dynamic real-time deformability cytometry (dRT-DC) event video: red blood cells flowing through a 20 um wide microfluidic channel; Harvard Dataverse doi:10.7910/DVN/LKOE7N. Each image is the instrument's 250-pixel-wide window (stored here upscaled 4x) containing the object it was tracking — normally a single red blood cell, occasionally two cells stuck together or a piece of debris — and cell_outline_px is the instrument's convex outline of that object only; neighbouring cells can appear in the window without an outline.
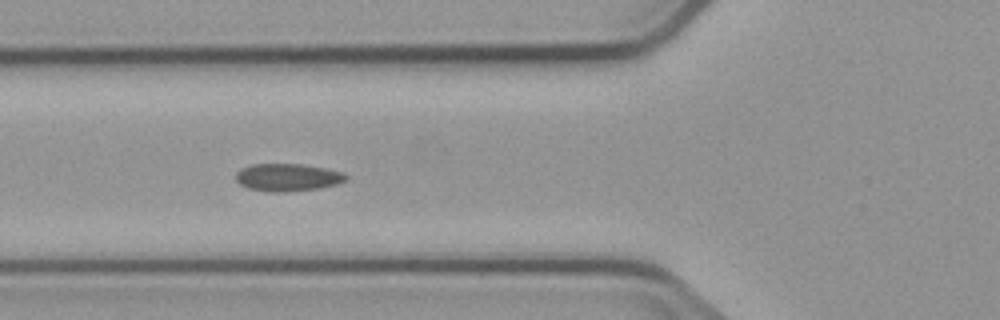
{"species": "common noctule bat (a hibernating species)", "species_latin": "Nyctalus noctula", "temperature_condition": "cold", "stored_images_in_passage": 10, "camera_frame_rate_fps": 3000, "um_per_image_px": 0.085, "animal": {"sex": "male", "body_mass_g": 23.1, "forearm_length_mm": 52.7}, "frame": {"image": 1, "passage_image": 5, "time_ms": 5.667, "image_size_px": [1000, 320], "cell_outline_px": [[348, 180], [336, 184], [320, 188], [284, 192], [272, 192], [248, 188], [240, 184], [236, 180], [236, 172], [240, 168], [252, 164], [300, 164], [324, 168], [344, 172], [348, 176]], "centroid_in_image_um": [24.45, 15.07], "position_along_channel_um": 101.3, "area_um2": 17.74}}
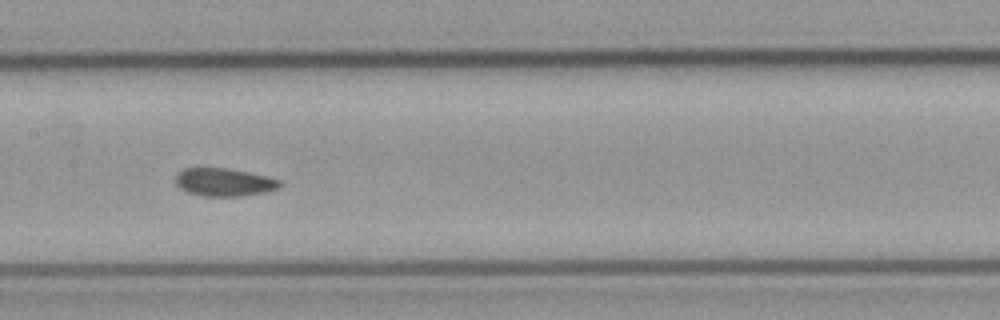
{"frame": {"image": 2, "passage_image": 7, "time_ms": 8.0, "image_size_px": [1000, 320], "cell_outline_px": [[284, 184], [280, 188], [264, 192], [240, 196], [204, 196], [188, 192], [180, 188], [176, 184], [176, 172], [184, 168], [224, 168], [248, 172], [280, 180]], "centroid_in_image_um": [19.05, 15.48], "position_along_channel_um": 188.4, "area_um2": 16.94}}
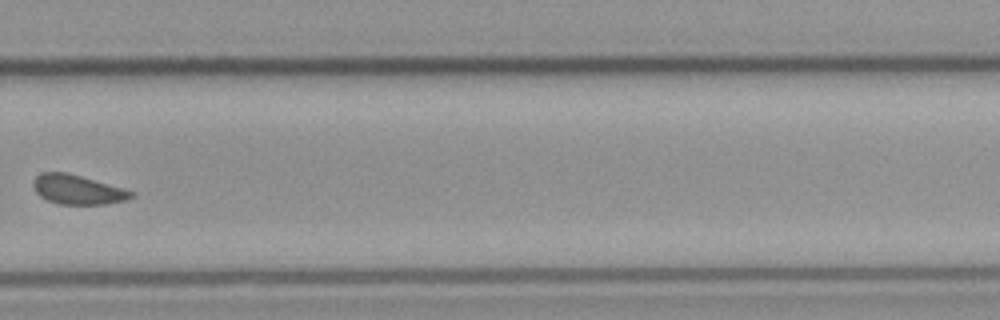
{"frame": {"image": 3, "passage_image": 10, "time_ms": 11.667, "image_size_px": [1000, 320], "cell_outline_px": [[136, 196], [128, 200], [104, 204], [60, 204], [48, 200], [40, 196], [36, 192], [32, 184], [36, 176], [44, 172], [64, 172], [80, 176], [124, 188], [136, 192]], "centroid_in_image_um": [6.65, 16.12], "position_along_channel_um": 323.2, "area_um2": 16.76}}